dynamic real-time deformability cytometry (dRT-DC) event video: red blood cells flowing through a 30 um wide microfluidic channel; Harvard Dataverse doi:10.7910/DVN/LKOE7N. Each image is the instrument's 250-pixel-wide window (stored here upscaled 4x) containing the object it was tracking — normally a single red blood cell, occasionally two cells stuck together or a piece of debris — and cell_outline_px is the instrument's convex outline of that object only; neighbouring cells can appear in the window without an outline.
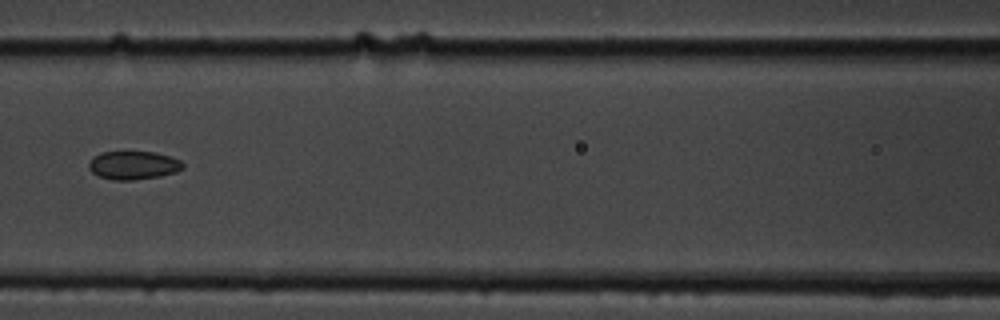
{"species": "common noctule bat (a hibernating species)", "species_latin": "Nyctalus noctula", "temperature_condition": "cold", "stored_images_in_passage": 9, "camera_frame_rate_fps": 3000, "um_per_image_px": 0.085, "animal": {"sex": "male", "body_mass_g": 19.5, "forearm_length_mm": 54.6}, "frame": {"image": 1, "passage_image": 7, "time_ms": 7.0, "image_size_px": [1000, 320], "cell_outline_px": [[184, 168], [176, 172], [160, 176], [132, 180], [112, 180], [100, 176], [92, 172], [88, 168], [88, 164], [92, 156], [100, 152], [156, 152], [180, 160], [184, 164]], "centroid_in_image_um": [11.32, 14.04], "position_along_channel_um": 155.3, "area_um2": 15.61}}
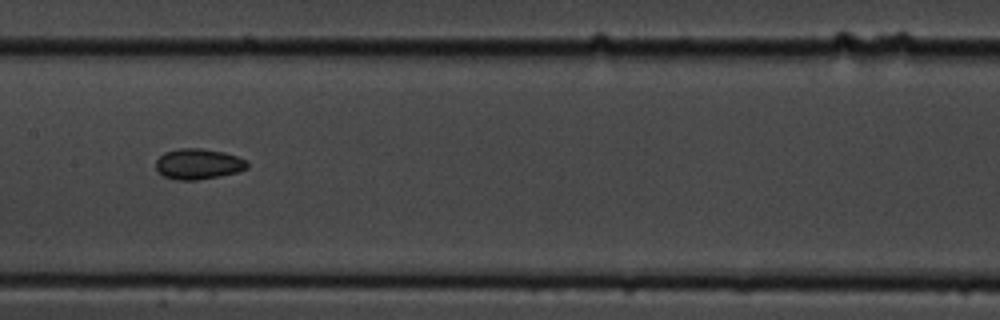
{"frame": {"image": 2, "passage_image": 8, "time_ms": 8.0, "image_size_px": [1000, 320], "cell_outline_px": [[248, 168], [236, 172], [220, 176], [196, 180], [176, 180], [164, 176], [156, 168], [156, 160], [164, 152], [180, 148], [200, 148], [224, 152], [248, 160]], "centroid_in_image_um": [16.86, 13.93], "position_along_channel_um": 190.5, "area_um2": 16.3}}
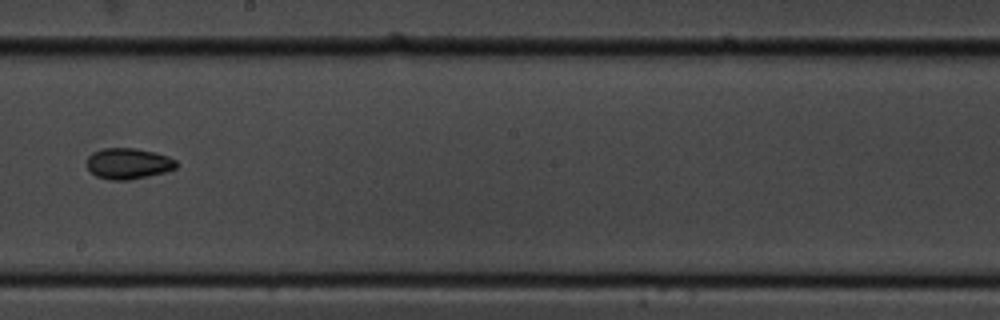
{"frame": {"image": 3, "passage_image": 9, "time_ms": 9.333, "image_size_px": [1000, 320], "cell_outline_px": [[176, 168], [164, 172], [148, 176], [128, 180], [112, 180], [96, 176], [88, 168], [88, 156], [92, 152], [104, 148], [136, 148], [156, 152], [168, 156], [176, 160]], "centroid_in_image_um": [10.91, 13.89], "position_along_channel_um": 237.3, "area_um2": 16.07}}